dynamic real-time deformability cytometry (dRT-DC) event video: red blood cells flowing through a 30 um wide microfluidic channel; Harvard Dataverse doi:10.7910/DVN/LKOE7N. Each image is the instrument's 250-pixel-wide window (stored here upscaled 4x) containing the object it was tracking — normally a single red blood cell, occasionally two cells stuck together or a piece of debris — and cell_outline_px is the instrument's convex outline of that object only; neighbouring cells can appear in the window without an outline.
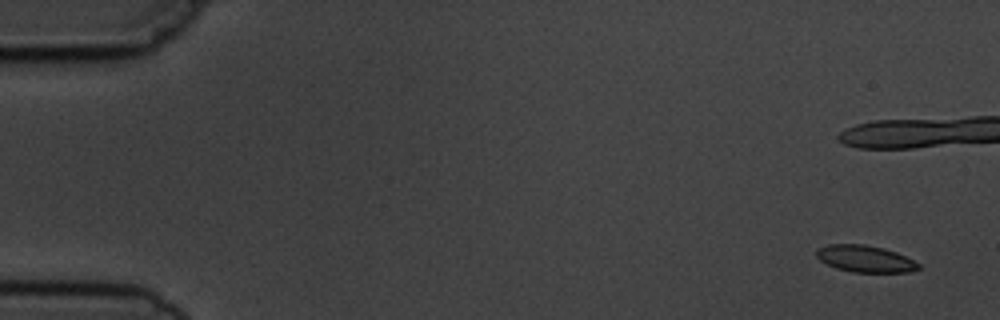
{"species": "common noctule bat (a hibernating species)", "species_latin": "Nyctalus noctula", "temperature_condition": "cold", "stored_images_in_passage": 9, "segment_of_instrument_passage": [1, 2], "camera_frame_rate_fps": 3000, "um_per_image_px": 0.085, "animal": {"sex": "male", "body_mass_g": 19.5, "forearm_length_mm": 54.6}, "frame": {"image": 1, "passage_image": 1, "time_ms": 0.0, "image_size_px": [1000, 320], "cell_outline_px": [[920, 268], [908, 272], [852, 272], [836, 268], [820, 260], [816, 256], [816, 248], [828, 244], [864, 244], [884, 248], [896, 252], [920, 264]], "centroid_in_image_um": [73.51, 21.99], "position_along_channel_um": 11.5, "area_um2": 15.9}}
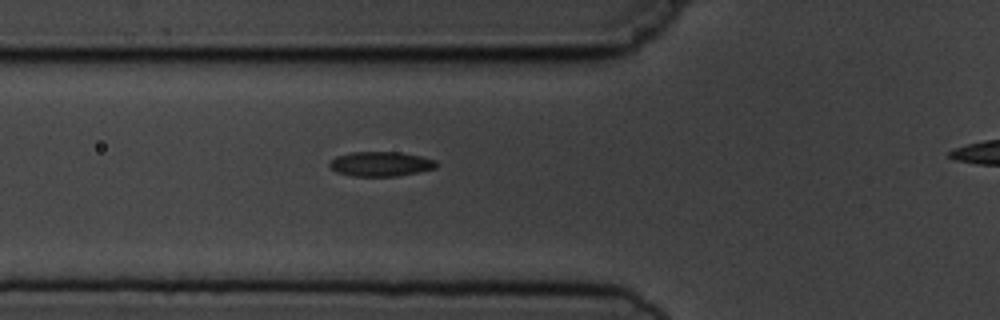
{"frame": {"image": 2, "passage_image": 8, "time_ms": 8.667, "image_size_px": [1000, 320], "cell_outline_px": [[436, 168], [396, 176], [352, 176], [336, 172], [328, 164], [336, 156], [352, 152], [400, 152], [420, 156], [436, 160]], "centroid_in_image_um": [32.34, 13.93], "position_along_channel_um": 93.5, "area_um2": 15.2}}